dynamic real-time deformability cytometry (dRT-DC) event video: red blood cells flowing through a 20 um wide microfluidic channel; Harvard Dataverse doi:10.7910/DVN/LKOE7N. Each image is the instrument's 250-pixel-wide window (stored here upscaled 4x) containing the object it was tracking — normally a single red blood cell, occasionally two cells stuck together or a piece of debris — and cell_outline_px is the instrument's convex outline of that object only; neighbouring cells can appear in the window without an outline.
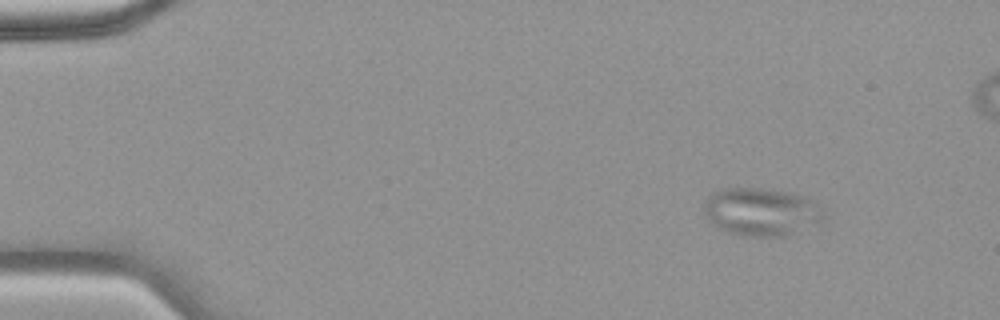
{"species": "common noctule bat (a hibernating species)", "species_latin": "Nyctalus noctula", "temperature_condition": "warm", "stored_images_in_passage": 10, "camera_frame_rate_fps": 3000, "um_per_image_px": 0.085, "animal": {"sex": "female", "body_mass_g": 18.4}, "frame": {"image": 1, "passage_image": 2, "time_ms": 0.333, "image_size_px": [1000, 320], "cell_outline_px": [[824, 216], [820, 224], [788, 236], [748, 236], [728, 232], [712, 224], [708, 220], [704, 212], [704, 200], [712, 192], [724, 188], [760, 188], [792, 192], [808, 196], [812, 200]], "centroid_in_image_um": [64.71, 18.0], "position_along_channel_um": 20.3, "area_um2": 33.76}}